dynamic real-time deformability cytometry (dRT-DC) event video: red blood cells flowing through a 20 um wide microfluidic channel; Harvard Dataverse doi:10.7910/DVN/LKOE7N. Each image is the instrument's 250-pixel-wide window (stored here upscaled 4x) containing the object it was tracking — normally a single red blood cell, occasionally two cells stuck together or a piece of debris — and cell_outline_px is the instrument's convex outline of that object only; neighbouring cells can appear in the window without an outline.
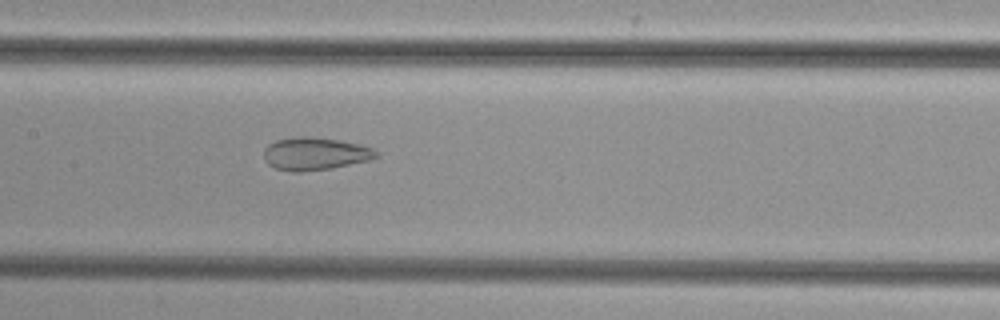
{"species": "common noctule bat (a hibernating species)", "species_latin": "Nyctalus noctula", "temperature_condition": "cold", "stored_images_in_passage": 37, "camera_frame_rate_fps": 3000, "um_per_image_px": 0.085, "animal": {"sex": "female", "body_mass_g": 29.2, "forearm_length_mm": 56.3}, "frame": {"image": 1, "passage_image": 11, "time_ms": 3.333, "image_size_px": [1000, 320], "cell_outline_px": [[380, 156], [372, 160], [332, 168], [300, 172], [292, 172], [276, 168], [268, 164], [264, 160], [264, 148], [268, 144], [276, 140], [300, 136], [304, 136], [340, 140], [360, 144], [372, 148]], "centroid_in_image_um": [26.79, 13.07], "position_along_channel_um": 180.6, "area_um2": 21.56}}
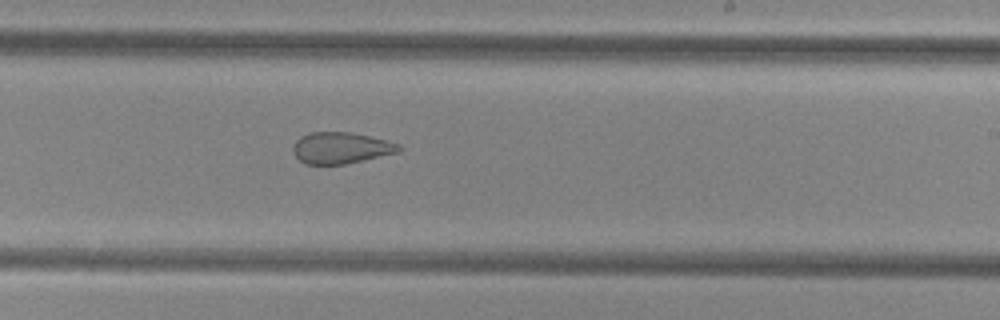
{"frame": {"image": 2, "passage_image": 17, "time_ms": 5.333, "image_size_px": [1000, 320], "cell_outline_px": [[404, 148], [400, 152], [344, 164], [304, 164], [292, 152], [292, 148], [296, 140], [300, 136], [308, 132], [352, 132], [388, 140], [400, 144]], "centroid_in_image_um": [29.0, 12.56], "position_along_channel_um": 260.0, "area_um2": 19.59}}
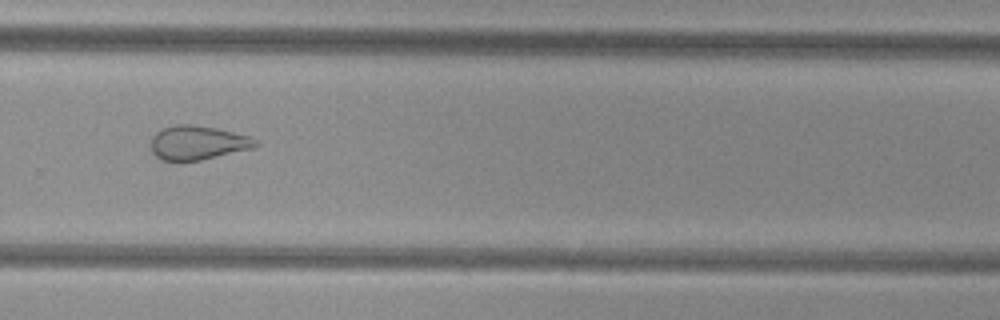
{"frame": {"image": 3, "passage_image": 21, "time_ms": 6.667, "image_size_px": [1000, 320], "cell_outline_px": [[260, 144], [252, 148], [200, 160], [164, 160], [156, 156], [152, 152], [152, 136], [156, 132], [164, 128], [176, 124], [192, 124], [216, 128], [252, 136], [260, 140]], "centroid_in_image_um": [16.86, 12.11], "position_along_channel_um": 312.9, "area_um2": 20.69}}